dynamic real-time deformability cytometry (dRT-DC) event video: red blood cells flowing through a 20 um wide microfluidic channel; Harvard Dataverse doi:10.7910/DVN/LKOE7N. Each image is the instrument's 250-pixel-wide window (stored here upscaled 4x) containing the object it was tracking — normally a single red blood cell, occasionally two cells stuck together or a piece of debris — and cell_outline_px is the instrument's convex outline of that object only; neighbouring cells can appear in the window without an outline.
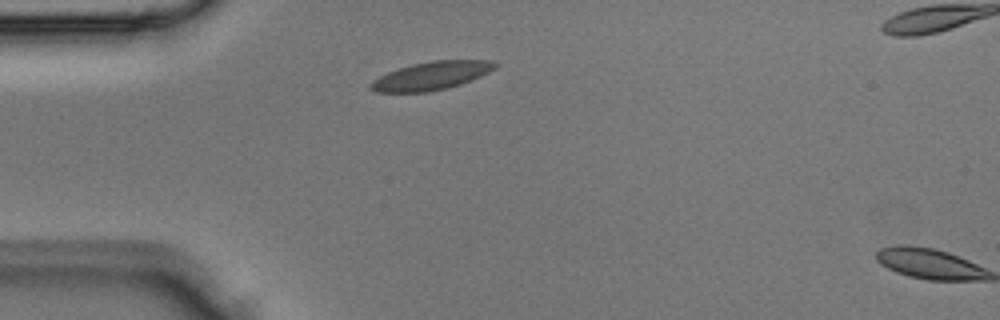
{"species": "Egyptian fruit bat (a non-hibernating species)", "species_latin": "Rousettus aegyptiacus", "temperature_condition": "room temperature", "stored_images_in_passage": 2, "camera_frame_rate_fps": 3000, "um_per_image_px": 0.085, "animal": {"sex": "male"}, "frame": {"image": 1, "passage_image": 1, "time_ms": 0.0, "image_size_px": [1000, 320], "cell_outline_px": [[500, 64], [496, 68], [480, 76], [460, 84], [448, 88], [428, 92], [376, 92], [368, 88], [368, 84], [372, 80], [388, 72], [412, 64], [432, 60], [492, 60]], "centroid_in_image_um": [36.66, 6.44], "position_along_channel_um": 48.3, "area_um2": 20.52}}